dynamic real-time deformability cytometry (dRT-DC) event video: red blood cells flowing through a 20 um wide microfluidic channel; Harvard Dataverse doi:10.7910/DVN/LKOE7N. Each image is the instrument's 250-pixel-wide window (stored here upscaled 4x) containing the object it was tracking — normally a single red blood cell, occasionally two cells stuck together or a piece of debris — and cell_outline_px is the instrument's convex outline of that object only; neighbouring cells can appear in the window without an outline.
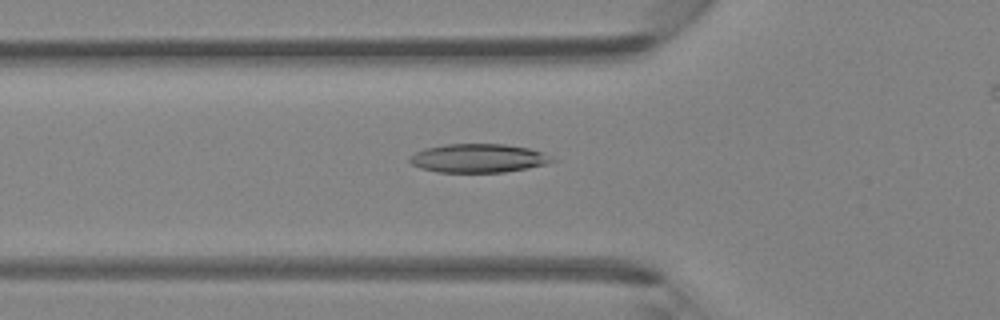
{"species": "Egyptian fruit bat (a non-hibernating species)", "species_latin": "Rousettus aegyptiacus", "temperature_condition": "room temperature", "stored_images_in_passage": 39, "camera_frame_rate_fps": 3000, "um_per_image_px": 0.085, "animal": {"sex": "female"}, "frame": {"image": 1, "passage_image": 14, "time_ms": 4.333, "image_size_px": [1000, 320], "cell_outline_px": [[556, 160], [548, 164], [528, 168], [504, 172], [436, 172], [420, 168], [412, 164], [408, 160], [408, 156], [424, 148], [444, 144], [504, 144], [528, 148], [544, 152]], "centroid_in_image_um": [40.64, 13.45], "position_along_channel_um": 85.2, "area_um2": 23.99}}
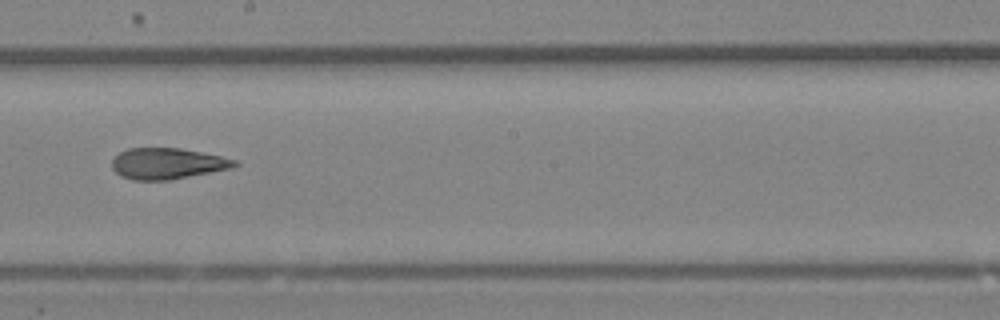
{"frame": {"image": 2, "passage_image": 24, "time_ms": 7.667, "image_size_px": [1000, 320], "cell_outline_px": [[240, 164], [232, 168], [168, 180], [132, 180], [120, 176], [112, 168], [112, 160], [120, 152], [128, 148], [180, 148], [220, 156], [236, 160]], "centroid_in_image_um": [14.21, 13.9], "position_along_channel_um": 234.0, "area_um2": 22.08}}
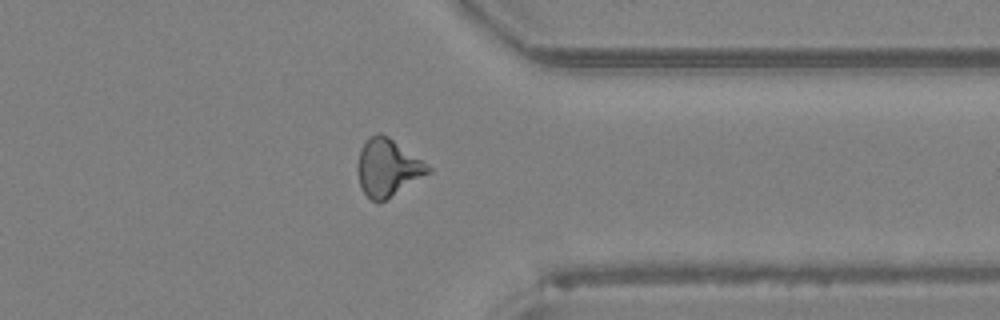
{"frame": {"image": 3, "passage_image": 34, "time_ms": 11.0, "image_size_px": [1000, 320], "cell_outline_px": [[432, 172], [384, 200], [372, 200], [364, 192], [360, 184], [356, 168], [356, 164], [360, 148], [376, 132], [380, 132], [388, 136], [432, 168]], "centroid_in_image_um": [32.94, 14.23], "position_along_channel_um": 378.5, "area_um2": 23.12}}